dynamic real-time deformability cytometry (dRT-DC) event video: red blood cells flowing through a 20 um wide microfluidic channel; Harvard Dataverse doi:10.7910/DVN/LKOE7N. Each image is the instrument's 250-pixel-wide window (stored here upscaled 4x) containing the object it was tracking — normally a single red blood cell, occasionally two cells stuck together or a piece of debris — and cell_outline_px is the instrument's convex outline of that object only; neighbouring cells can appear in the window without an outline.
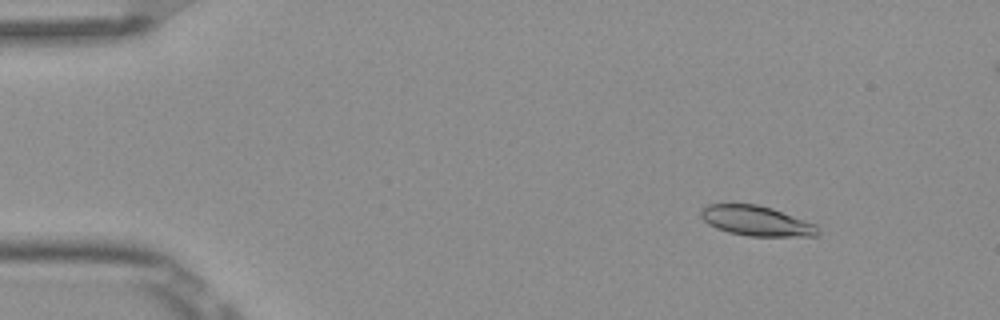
{"species": "Egyptian fruit bat (a non-hibernating species)", "species_latin": "Rousettus aegyptiacus", "temperature_condition": "room temperature", "stored_images_in_passage": 6, "camera_frame_rate_fps": 3000, "um_per_image_px": 0.085, "frame": {"image": 1, "passage_image": 3, "time_ms": 0.667, "image_size_px": [1000, 320], "cell_outline_px": [[820, 236], [748, 236], [728, 232], [716, 228], [708, 224], [700, 216], [700, 208], [708, 204], [756, 204], [772, 208], [816, 224], [820, 232]], "centroid_in_image_um": [64.29, 18.77], "position_along_channel_um": 20.7, "area_um2": 20.58}}